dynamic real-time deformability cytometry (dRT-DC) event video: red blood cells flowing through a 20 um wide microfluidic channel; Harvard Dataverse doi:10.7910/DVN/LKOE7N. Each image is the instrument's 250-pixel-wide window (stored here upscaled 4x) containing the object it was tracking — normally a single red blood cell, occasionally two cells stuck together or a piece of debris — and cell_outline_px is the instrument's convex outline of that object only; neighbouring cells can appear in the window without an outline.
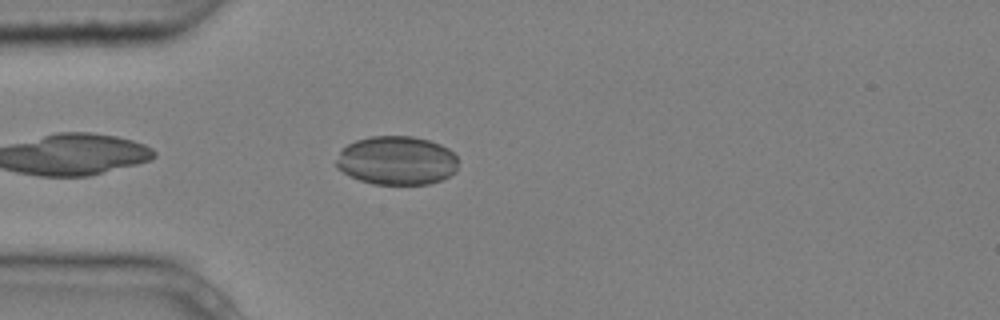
{"species": "common noctule bat (a hibernating species)", "species_latin": "Nyctalus noctula", "temperature_condition": "cold", "stored_images_in_passage": 3, "camera_frame_rate_fps": 3000, "um_per_image_px": 0.085, "animal": {"sex": "male", "body_mass_g": 20.4}, "frame": {"image": 1, "passage_image": 2, "time_ms": 0.333, "image_size_px": [1000, 320], "cell_outline_px": [[456, 172], [440, 180], [428, 184], [372, 184], [360, 180], [336, 168], [336, 160], [340, 152], [348, 144], [356, 140], [372, 136], [412, 136], [428, 140], [440, 144], [448, 148], [456, 156]], "centroid_in_image_um": [33.72, 13.64], "position_along_channel_um": 51.3, "area_um2": 34.51}}